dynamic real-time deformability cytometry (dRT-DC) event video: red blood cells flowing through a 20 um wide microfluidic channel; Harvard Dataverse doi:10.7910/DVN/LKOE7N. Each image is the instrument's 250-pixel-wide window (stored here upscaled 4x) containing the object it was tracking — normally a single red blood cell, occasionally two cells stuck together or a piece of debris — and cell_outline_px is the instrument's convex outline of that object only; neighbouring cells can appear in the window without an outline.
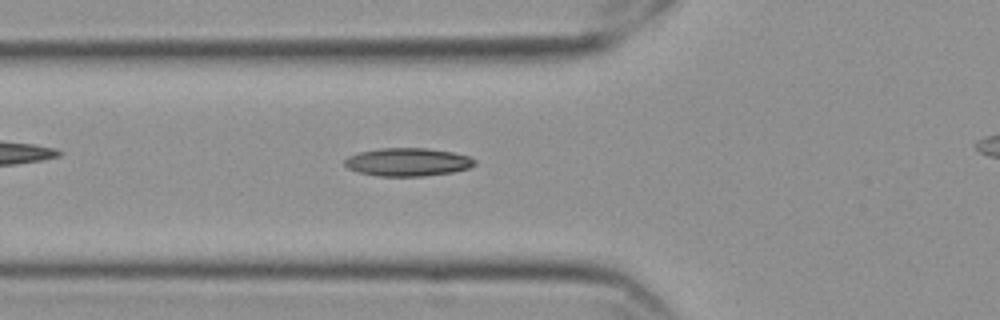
{"species": "Egyptian fruit bat (a non-hibernating species)", "species_latin": "Rousettus aegyptiacus", "temperature_condition": "cold", "stored_images_in_passage": 52, "camera_frame_rate_fps": 3000, "um_per_image_px": 0.085, "frame": {"image": 1, "passage_image": 21, "time_ms": 6.667, "image_size_px": [1000, 320], "cell_outline_px": [[476, 164], [468, 168], [452, 172], [424, 176], [380, 176], [360, 172], [348, 168], [344, 164], [344, 160], [348, 156], [360, 152], [380, 148], [428, 148], [452, 152], [468, 156], [476, 160]], "centroid_in_image_um": [34.66, 13.77], "position_along_channel_um": 91.1, "area_um2": 21.21}}
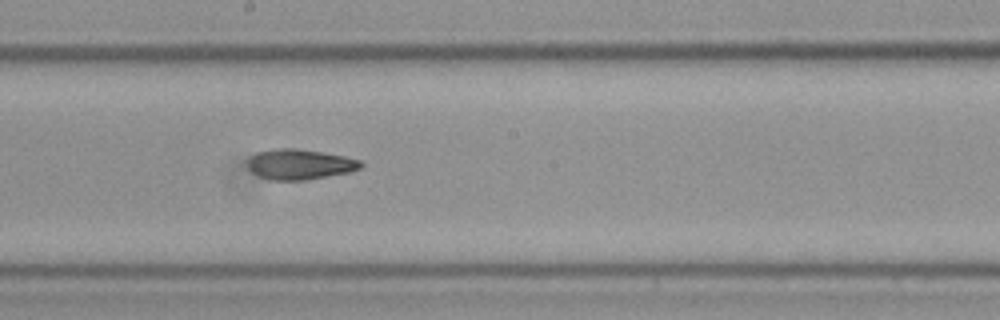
{"frame": {"image": 2, "passage_image": 32, "time_ms": 10.333, "image_size_px": [1000, 320], "cell_outline_px": [[364, 164], [360, 168], [348, 172], [304, 180], [272, 180], [260, 176], [252, 172], [248, 168], [248, 160], [256, 152], [280, 148], [296, 148], [344, 156], [360, 160]], "centroid_in_image_um": [25.47, 13.96], "position_along_channel_um": 222.7, "area_um2": 19.71}}
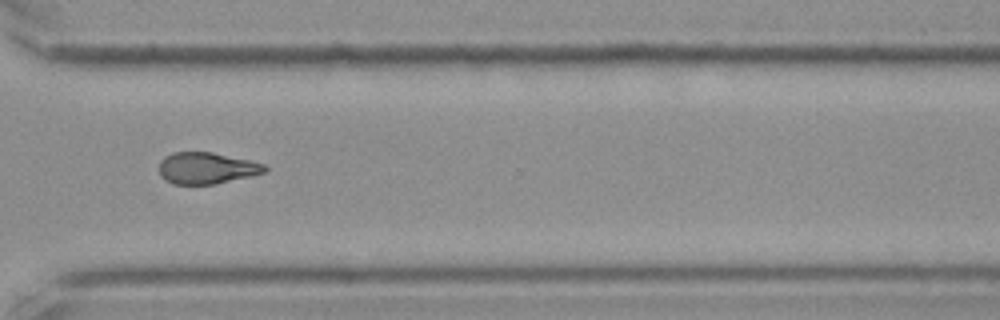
{"frame": {"image": 3, "passage_image": 43, "time_ms": 14.0, "image_size_px": [1000, 320], "cell_outline_px": [[268, 168], [264, 172], [252, 176], [216, 184], [172, 184], [164, 180], [160, 176], [160, 160], [164, 156], [172, 152], [212, 152], [248, 160], [264, 164]], "centroid_in_image_um": [17.53, 14.29], "position_along_channel_um": 353.1, "area_um2": 19.48}, "authors_computed_cell_mechanics": {"area_um2": 19.8832, "velocity_mm_per_s": 3.5635, "shape_relaxation_time_tau1_ms": null, "shape_relaxation_time_tau2_ms": 6.9063, "deformation_change_tau1": null, "deformation_change_tau2": 0.1515}}